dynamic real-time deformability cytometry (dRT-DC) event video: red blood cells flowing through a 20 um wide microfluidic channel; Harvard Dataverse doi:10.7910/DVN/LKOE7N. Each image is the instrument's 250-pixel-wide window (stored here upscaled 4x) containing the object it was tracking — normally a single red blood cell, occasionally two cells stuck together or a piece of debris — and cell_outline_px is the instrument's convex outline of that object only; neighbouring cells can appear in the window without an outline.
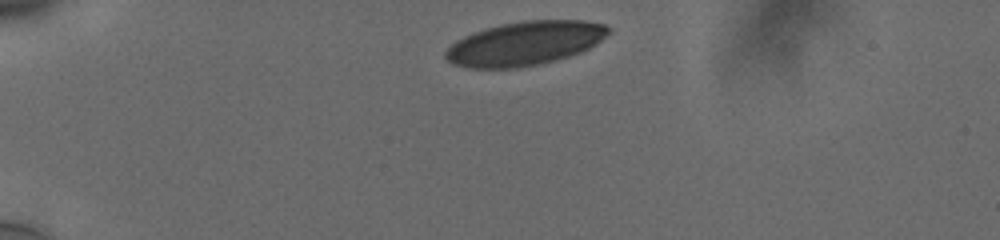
{"species": "human", "species_latin": "Homo sapiens", "temperature_condition": "cold", "stored_images_in_passage": 36, "camera_frame_rate_fps": 3000, "um_per_image_px": 0.085, "donor": {"sex": "male"}, "frame": {"image": 1, "passage_image": 1, "time_ms": 0.0, "image_size_px": [1000, 240], "cell_outline_px": [[608, 32], [600, 40], [588, 48], [580, 52], [568, 56], [536, 64], [516, 68], [472, 68], [452, 64], [444, 56], [444, 52], [456, 40], [464, 36], [484, 28], [500, 24], [524, 20], [584, 20], [604, 24], [608, 28]], "centroid_in_image_um": [44.56, 3.68], "position_along_channel_um": 40.4, "area_um2": 41.27}}
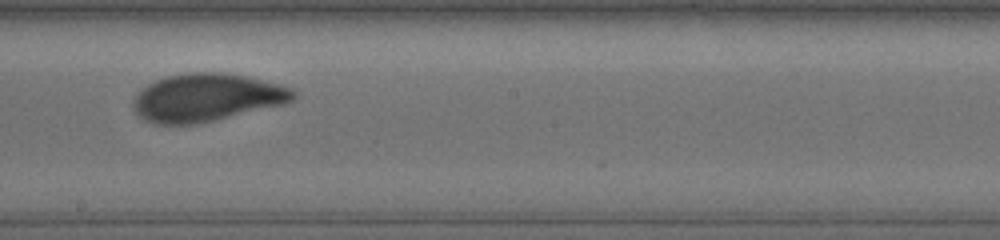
{"frame": {"image": 2, "passage_image": 21, "time_ms": 6.667, "image_size_px": [1000, 240], "cell_outline_px": [[296, 96], [292, 100], [284, 104], [196, 124], [156, 124], [144, 120], [132, 108], [132, 100], [140, 88], [156, 80], [168, 76], [188, 72], [224, 72], [248, 76], [280, 84], [292, 88], [296, 92]], "centroid_in_image_um": [17.55, 8.28], "position_along_channel_um": 230.7, "area_um2": 44.8}}
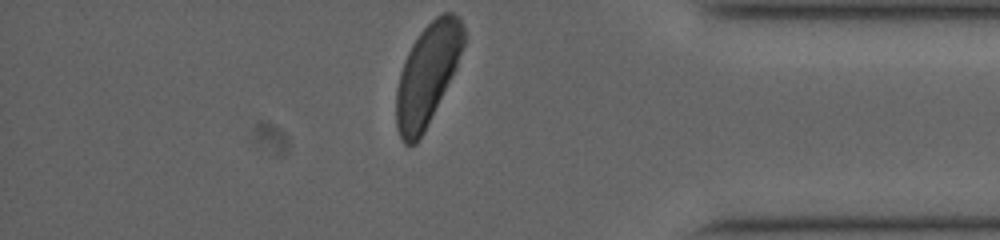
{"frame": {"image": 3, "passage_image": 36, "time_ms": 11.667, "image_size_px": [1000, 240], "cell_outline_px": [[464, 44], [456, 68], [424, 132], [416, 144], [404, 144], [400, 136], [396, 124], [396, 88], [400, 72], [404, 60], [412, 44], [420, 32], [436, 16], [444, 12], [452, 12], [460, 16], [464, 28]], "centroid_in_image_um": [36.33, 6.31], "position_along_channel_um": 398.9, "area_um2": 39.48}, "authors_computed_cell_mechanics": {"area_um2": 43.9858, "velocity_mm_per_s": 3.7309, "shape_relaxation_time_tau1_ms": 3.641, "shape_relaxation_time_tau2_ms": null, "deformation_change_tau1": 0.1368, "deformation_change_tau2": null}}